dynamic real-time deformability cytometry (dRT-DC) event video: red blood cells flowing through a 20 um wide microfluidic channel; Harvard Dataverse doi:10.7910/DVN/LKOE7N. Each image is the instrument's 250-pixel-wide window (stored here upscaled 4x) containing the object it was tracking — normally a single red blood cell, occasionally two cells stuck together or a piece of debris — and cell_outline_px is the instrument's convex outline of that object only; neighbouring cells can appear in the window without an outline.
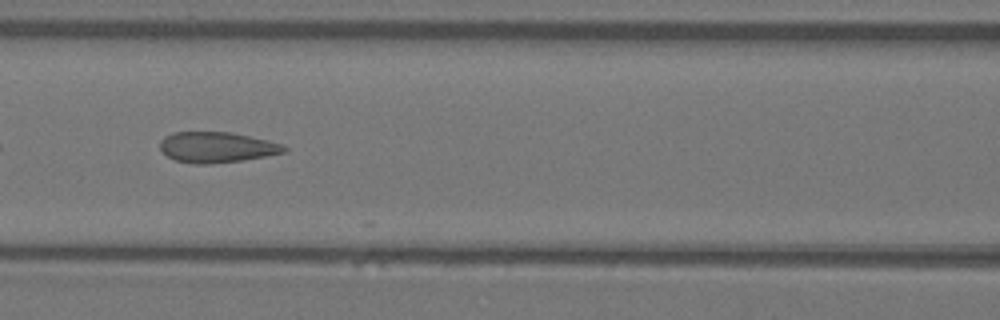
{"species": "Egyptian fruit bat (a non-hibernating species)", "species_latin": "Rousettus aegyptiacus", "temperature_condition": "warm", "stored_images_in_passage": 9, "camera_frame_rate_fps": 3000, "um_per_image_px": 0.085, "animal": {"sex": "female"}, "frame": {"image": 1, "passage_image": 7, "time_ms": 2.0, "image_size_px": [1000, 320], "cell_outline_px": [[288, 148], [284, 152], [244, 160], [212, 164], [196, 164], [176, 160], [168, 156], [160, 148], [160, 140], [164, 136], [172, 132], [228, 132], [268, 140], [280, 144]], "centroid_in_image_um": [18.39, 12.51], "position_along_channel_um": 148.2, "area_um2": 21.96}}
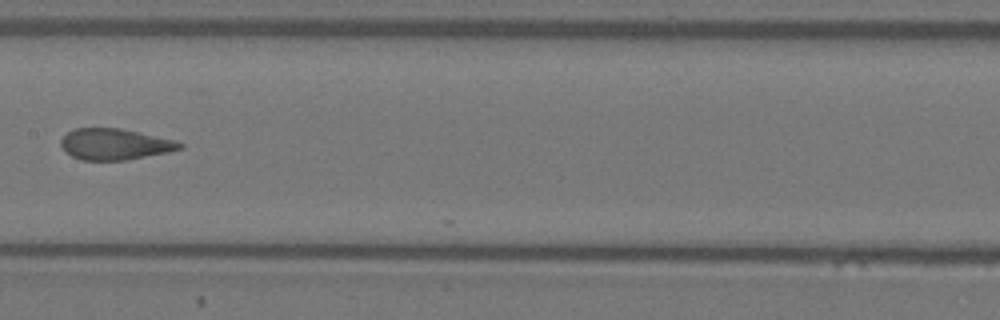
{"frame": {"image": 2, "passage_image": 8, "time_ms": 2.333, "image_size_px": [1000, 320], "cell_outline_px": [[184, 148], [168, 152], [124, 160], [80, 160], [64, 152], [60, 144], [60, 140], [68, 132], [76, 128], [120, 128], [176, 140], [184, 144]], "centroid_in_image_um": [9.75, 12.26], "position_along_channel_um": 197.6, "area_um2": 21.62}}
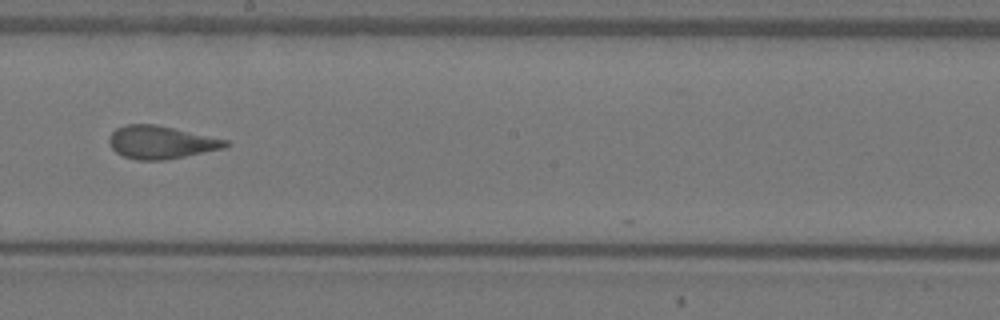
{"frame": {"image": 3, "passage_image": 9, "time_ms": 2.667, "image_size_px": [1000, 320], "cell_outline_px": [[232, 144], [224, 148], [164, 160], [136, 160], [124, 156], [116, 152], [108, 144], [108, 136], [116, 128], [128, 124], [156, 124], [228, 140]], "centroid_in_image_um": [13.66, 12.09], "position_along_channel_um": 234.5, "area_um2": 22.31}}